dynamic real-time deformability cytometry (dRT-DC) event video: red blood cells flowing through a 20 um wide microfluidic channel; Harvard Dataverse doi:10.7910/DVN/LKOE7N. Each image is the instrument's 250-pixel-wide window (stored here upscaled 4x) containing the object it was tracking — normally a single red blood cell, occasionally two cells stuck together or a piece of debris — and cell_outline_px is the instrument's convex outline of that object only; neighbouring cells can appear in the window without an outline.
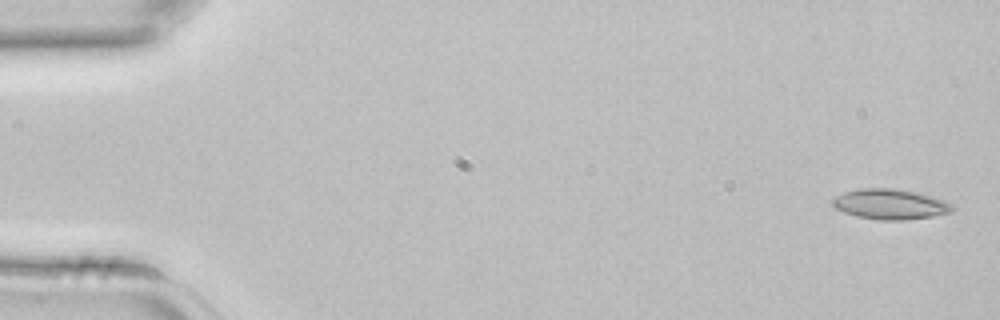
{"species": "common noctule bat (a hibernating species)", "species_latin": "Nyctalus noctula", "temperature_condition": "room temperature", "stored_images_in_passage": 43, "camera_frame_rate_fps": 3000, "um_per_image_px": 0.085, "animal": {"sex": "female", "body_mass_g": 22.7, "forearm_length_mm": 54.2}, "frame": {"image": 1, "passage_image": 1, "time_ms": 0.0, "image_size_px": [1000, 320], "cell_outline_px": [[956, 208], [952, 212], [932, 216], [904, 220], [880, 220], [856, 216], [844, 212], [836, 208], [832, 204], [832, 200], [836, 196], [844, 192], [860, 188], [892, 188], [920, 192], [944, 200], [952, 204]], "centroid_in_image_um": [75.7, 17.35], "position_along_channel_um": 9.3, "area_um2": 21.27}}
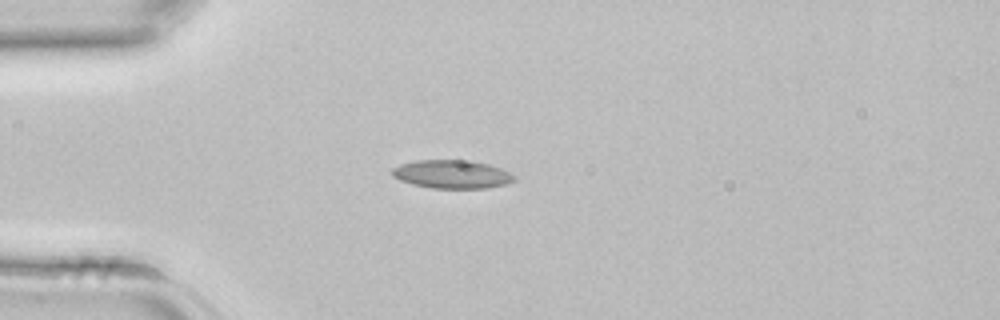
{"frame": {"image": 2, "passage_image": 11, "time_ms": 3.333, "image_size_px": [1000, 320], "cell_outline_px": [[516, 180], [508, 184], [488, 188], [432, 188], [412, 184], [400, 180], [392, 176], [392, 168], [400, 164], [416, 160], [472, 160], [488, 164], [500, 168], [516, 176]], "centroid_in_image_um": [38.43, 14.81], "position_along_channel_um": 46.6, "area_um2": 20.35}}
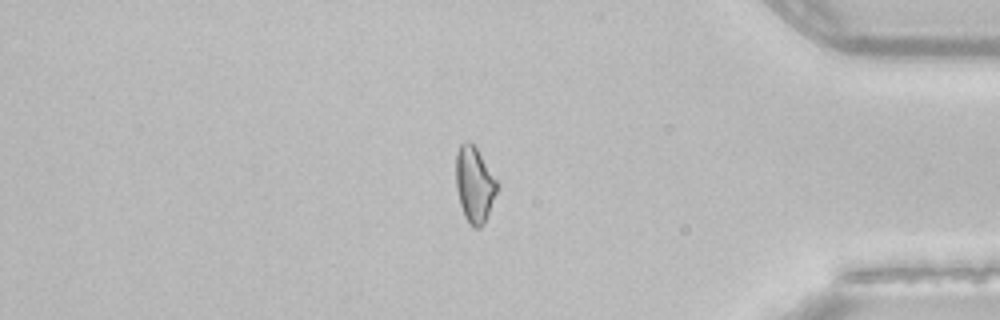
{"frame": {"image": 3, "passage_image": 36, "time_ms": 11.667, "image_size_px": [1000, 320], "cell_outline_px": [[500, 184], [484, 224], [480, 228], [472, 228], [468, 224], [464, 216], [460, 204], [456, 188], [456, 152], [460, 144], [464, 140], [472, 140]], "centroid_in_image_um": [40.33, 15.66], "position_along_channel_um": 394.9, "area_um2": 18.67}}